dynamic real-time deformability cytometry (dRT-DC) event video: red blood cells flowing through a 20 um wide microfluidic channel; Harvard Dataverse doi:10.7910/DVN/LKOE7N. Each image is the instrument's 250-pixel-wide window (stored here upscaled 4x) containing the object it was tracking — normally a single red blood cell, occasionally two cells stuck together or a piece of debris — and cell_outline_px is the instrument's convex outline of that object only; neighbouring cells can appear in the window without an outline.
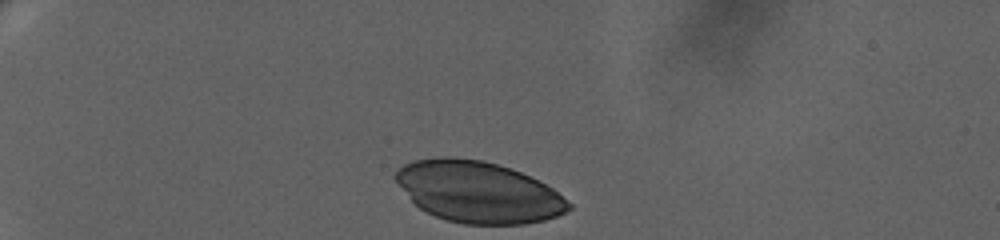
{"species": "human", "species_latin": "Homo sapiens", "temperature_condition": "warm", "stored_images_in_passage": 44, "camera_frame_rate_fps": 3000, "um_per_image_px": 0.085, "donor": {"sex": "female"}, "frame": {"image": 1, "passage_image": 1, "time_ms": 0.0, "image_size_px": [1000, 240], "cell_outline_px": [[572, 208], [556, 216], [544, 220], [524, 224], [464, 224], [448, 220], [436, 216], [420, 208], [412, 200], [396, 180], [396, 172], [404, 164], [416, 160], [440, 156], [452, 156], [484, 160], [520, 172], [552, 188], [572, 204]], "centroid_in_image_um": [40.66, 16.31], "position_along_channel_um": 44.3, "area_um2": 61.09}}